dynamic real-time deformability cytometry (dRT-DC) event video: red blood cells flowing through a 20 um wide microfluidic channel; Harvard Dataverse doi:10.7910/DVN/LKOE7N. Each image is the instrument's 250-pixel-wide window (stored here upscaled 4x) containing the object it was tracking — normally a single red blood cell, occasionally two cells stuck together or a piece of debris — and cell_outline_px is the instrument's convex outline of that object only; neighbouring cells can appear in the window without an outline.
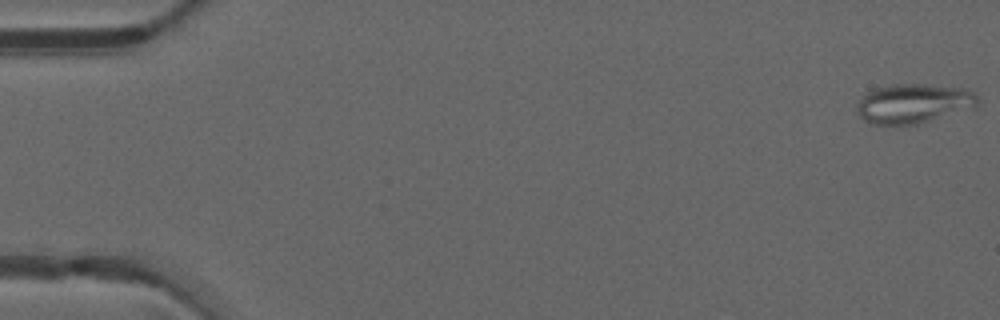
{"species": "common noctule bat (a hibernating species)", "species_latin": "Nyctalus noctula", "temperature_condition": "warm", "stored_images_in_passage": 13, "camera_frame_rate_fps": 3000, "um_per_image_px": 0.085, "animal": {"sex": "male", "forearm_length_mm": 52.5}, "frame": {"image": 1, "passage_image": 1, "time_ms": 0.0, "image_size_px": [1000, 320], "cell_outline_px": [[976, 104], [904, 128], [872, 124], [864, 120], [860, 116], [856, 108], [856, 104], [868, 92], [876, 88], [892, 84], [924, 84], [960, 88], [972, 92], [976, 96]], "centroid_in_image_um": [77.49, 8.82], "position_along_channel_um": 7.5, "area_um2": 27.22}}